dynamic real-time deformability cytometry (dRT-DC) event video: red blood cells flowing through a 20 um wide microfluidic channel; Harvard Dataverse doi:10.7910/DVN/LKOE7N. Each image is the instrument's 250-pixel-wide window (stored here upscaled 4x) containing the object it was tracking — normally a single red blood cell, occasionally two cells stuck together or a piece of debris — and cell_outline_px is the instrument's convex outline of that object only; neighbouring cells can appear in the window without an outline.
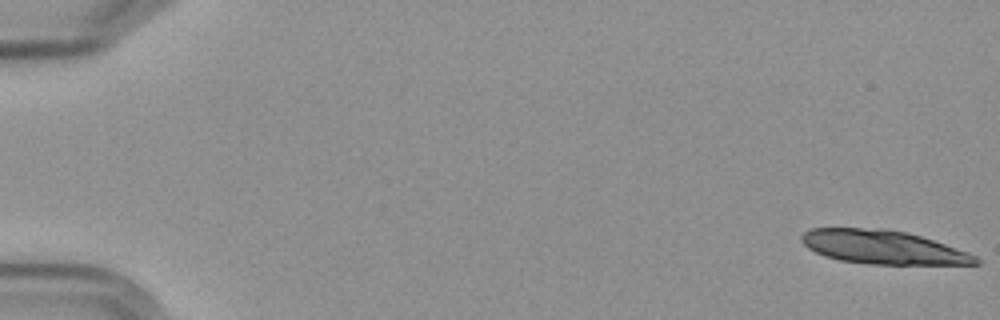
{"species": "Egyptian fruit bat (a non-hibernating species)", "species_latin": "Rousettus aegyptiacus", "temperature_condition": "cold", "stored_images_in_passage": 5, "camera_frame_rate_fps": 3000, "um_per_image_px": 0.085, "frame": {"image": 1, "passage_image": 1, "time_ms": 0.0, "image_size_px": [1000, 320], "cell_outline_px": [[980, 264], [868, 264], [840, 260], [824, 256], [808, 248], [800, 240], [800, 236], [804, 232], [812, 228], [880, 228], [908, 232], [968, 252], [976, 256], [980, 260]], "centroid_in_image_um": [75.02, 21.01], "position_along_channel_um": 10.0, "area_um2": 34.04}}